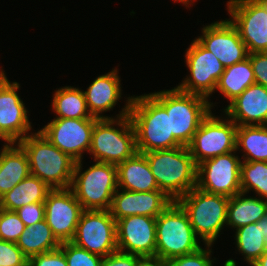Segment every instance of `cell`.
<instances>
[{"label":"cell","mask_w":267,"mask_h":266,"mask_svg":"<svg viewBox=\"0 0 267 266\" xmlns=\"http://www.w3.org/2000/svg\"><path fill=\"white\" fill-rule=\"evenodd\" d=\"M129 117L135 131L137 152L182 146L170 133V112L150 93L132 97Z\"/></svg>","instance_id":"6da1fadb"},{"label":"cell","mask_w":267,"mask_h":266,"mask_svg":"<svg viewBox=\"0 0 267 266\" xmlns=\"http://www.w3.org/2000/svg\"><path fill=\"white\" fill-rule=\"evenodd\" d=\"M132 97H127L126 105L117 117L95 121L88 152L94 161L117 166L137 152L135 131L129 117Z\"/></svg>","instance_id":"7a4b0ae2"},{"label":"cell","mask_w":267,"mask_h":266,"mask_svg":"<svg viewBox=\"0 0 267 266\" xmlns=\"http://www.w3.org/2000/svg\"><path fill=\"white\" fill-rule=\"evenodd\" d=\"M159 190L177 201L197 184V165L188 147L154 150L143 153Z\"/></svg>","instance_id":"3957f363"},{"label":"cell","mask_w":267,"mask_h":266,"mask_svg":"<svg viewBox=\"0 0 267 266\" xmlns=\"http://www.w3.org/2000/svg\"><path fill=\"white\" fill-rule=\"evenodd\" d=\"M18 144L27 154L30 174L51 189L70 188L75 160L54 146L39 130L31 132Z\"/></svg>","instance_id":"277c9868"},{"label":"cell","mask_w":267,"mask_h":266,"mask_svg":"<svg viewBox=\"0 0 267 266\" xmlns=\"http://www.w3.org/2000/svg\"><path fill=\"white\" fill-rule=\"evenodd\" d=\"M165 109L170 112V133L182 145L188 146L198 130L202 120L210 113L213 103L209 99L179 90L150 93Z\"/></svg>","instance_id":"5b68a950"},{"label":"cell","mask_w":267,"mask_h":266,"mask_svg":"<svg viewBox=\"0 0 267 266\" xmlns=\"http://www.w3.org/2000/svg\"><path fill=\"white\" fill-rule=\"evenodd\" d=\"M82 160L76 161L70 189L83 210H110L118 189L117 166L95 161L82 172Z\"/></svg>","instance_id":"8992f818"},{"label":"cell","mask_w":267,"mask_h":266,"mask_svg":"<svg viewBox=\"0 0 267 266\" xmlns=\"http://www.w3.org/2000/svg\"><path fill=\"white\" fill-rule=\"evenodd\" d=\"M196 236L187 213L177 201L156 217V257L164 262L199 250Z\"/></svg>","instance_id":"52a82bcc"},{"label":"cell","mask_w":267,"mask_h":266,"mask_svg":"<svg viewBox=\"0 0 267 266\" xmlns=\"http://www.w3.org/2000/svg\"><path fill=\"white\" fill-rule=\"evenodd\" d=\"M187 213L196 236L213 245L227 226L229 197L205 192L197 187L177 200Z\"/></svg>","instance_id":"ba28073f"},{"label":"cell","mask_w":267,"mask_h":266,"mask_svg":"<svg viewBox=\"0 0 267 266\" xmlns=\"http://www.w3.org/2000/svg\"><path fill=\"white\" fill-rule=\"evenodd\" d=\"M225 117L215 116L210 111L200 123L187 146L196 165L236 150L237 125L228 116Z\"/></svg>","instance_id":"9c48e42d"},{"label":"cell","mask_w":267,"mask_h":266,"mask_svg":"<svg viewBox=\"0 0 267 266\" xmlns=\"http://www.w3.org/2000/svg\"><path fill=\"white\" fill-rule=\"evenodd\" d=\"M185 51V64L190 74L177 85V88L183 92L210 99V95L215 93L217 82L225 67L212 52L204 48L196 39Z\"/></svg>","instance_id":"30bf717a"},{"label":"cell","mask_w":267,"mask_h":266,"mask_svg":"<svg viewBox=\"0 0 267 266\" xmlns=\"http://www.w3.org/2000/svg\"><path fill=\"white\" fill-rule=\"evenodd\" d=\"M71 242L101 257L117 251L116 220L110 210H83Z\"/></svg>","instance_id":"8fae6325"},{"label":"cell","mask_w":267,"mask_h":266,"mask_svg":"<svg viewBox=\"0 0 267 266\" xmlns=\"http://www.w3.org/2000/svg\"><path fill=\"white\" fill-rule=\"evenodd\" d=\"M219 155L197 165L196 187L212 194L232 197L241 192V159L235 153Z\"/></svg>","instance_id":"7c38bea8"},{"label":"cell","mask_w":267,"mask_h":266,"mask_svg":"<svg viewBox=\"0 0 267 266\" xmlns=\"http://www.w3.org/2000/svg\"><path fill=\"white\" fill-rule=\"evenodd\" d=\"M230 22L250 53L267 52V11L257 0H229Z\"/></svg>","instance_id":"4fadbf2b"},{"label":"cell","mask_w":267,"mask_h":266,"mask_svg":"<svg viewBox=\"0 0 267 266\" xmlns=\"http://www.w3.org/2000/svg\"><path fill=\"white\" fill-rule=\"evenodd\" d=\"M98 118H54L39 131L58 149L73 160L80 161L91 147L92 131Z\"/></svg>","instance_id":"5bb4252c"},{"label":"cell","mask_w":267,"mask_h":266,"mask_svg":"<svg viewBox=\"0 0 267 266\" xmlns=\"http://www.w3.org/2000/svg\"><path fill=\"white\" fill-rule=\"evenodd\" d=\"M45 221L57 240H73L83 208L70 188L52 189L44 201Z\"/></svg>","instance_id":"9a60e30c"},{"label":"cell","mask_w":267,"mask_h":266,"mask_svg":"<svg viewBox=\"0 0 267 266\" xmlns=\"http://www.w3.org/2000/svg\"><path fill=\"white\" fill-rule=\"evenodd\" d=\"M18 82H10L6 74L0 80V138L6 143H18L32 130L29 111L17 91Z\"/></svg>","instance_id":"2e32d148"},{"label":"cell","mask_w":267,"mask_h":266,"mask_svg":"<svg viewBox=\"0 0 267 266\" xmlns=\"http://www.w3.org/2000/svg\"><path fill=\"white\" fill-rule=\"evenodd\" d=\"M195 39L212 52L225 68L245 60L249 55L238 30L229 19L204 26L202 35Z\"/></svg>","instance_id":"e0dca14e"},{"label":"cell","mask_w":267,"mask_h":266,"mask_svg":"<svg viewBox=\"0 0 267 266\" xmlns=\"http://www.w3.org/2000/svg\"><path fill=\"white\" fill-rule=\"evenodd\" d=\"M118 251L156 256V218L131 215L116 221Z\"/></svg>","instance_id":"ac0fdd59"},{"label":"cell","mask_w":267,"mask_h":266,"mask_svg":"<svg viewBox=\"0 0 267 266\" xmlns=\"http://www.w3.org/2000/svg\"><path fill=\"white\" fill-rule=\"evenodd\" d=\"M173 202L163 191L133 192L118 188L113 195L111 215L117 221L131 215L156 218Z\"/></svg>","instance_id":"d6986e66"},{"label":"cell","mask_w":267,"mask_h":266,"mask_svg":"<svg viewBox=\"0 0 267 266\" xmlns=\"http://www.w3.org/2000/svg\"><path fill=\"white\" fill-rule=\"evenodd\" d=\"M237 126L267 125V88L252 84L223 111Z\"/></svg>","instance_id":"ffe728a7"},{"label":"cell","mask_w":267,"mask_h":266,"mask_svg":"<svg viewBox=\"0 0 267 266\" xmlns=\"http://www.w3.org/2000/svg\"><path fill=\"white\" fill-rule=\"evenodd\" d=\"M118 69L113 68L111 72L98 76L84 91L86 105L89 113L98 119L112 118L102 115L112 110L117 101L122 97L121 80Z\"/></svg>","instance_id":"44dd1931"},{"label":"cell","mask_w":267,"mask_h":266,"mask_svg":"<svg viewBox=\"0 0 267 266\" xmlns=\"http://www.w3.org/2000/svg\"><path fill=\"white\" fill-rule=\"evenodd\" d=\"M117 177L120 189L133 192L159 190L146 156L140 152L117 165Z\"/></svg>","instance_id":"7402d4cb"},{"label":"cell","mask_w":267,"mask_h":266,"mask_svg":"<svg viewBox=\"0 0 267 266\" xmlns=\"http://www.w3.org/2000/svg\"><path fill=\"white\" fill-rule=\"evenodd\" d=\"M30 175L26 152L18 143H4L0 150V197Z\"/></svg>","instance_id":"603a6c76"},{"label":"cell","mask_w":267,"mask_h":266,"mask_svg":"<svg viewBox=\"0 0 267 266\" xmlns=\"http://www.w3.org/2000/svg\"><path fill=\"white\" fill-rule=\"evenodd\" d=\"M245 192L229 198L227 209V226L238 229L256 223L267 214V200L260 197H246Z\"/></svg>","instance_id":"cb8c5ba5"},{"label":"cell","mask_w":267,"mask_h":266,"mask_svg":"<svg viewBox=\"0 0 267 266\" xmlns=\"http://www.w3.org/2000/svg\"><path fill=\"white\" fill-rule=\"evenodd\" d=\"M52 189L38 177L29 175L0 197V208L16 211L36 202H44Z\"/></svg>","instance_id":"d4e9b609"},{"label":"cell","mask_w":267,"mask_h":266,"mask_svg":"<svg viewBox=\"0 0 267 266\" xmlns=\"http://www.w3.org/2000/svg\"><path fill=\"white\" fill-rule=\"evenodd\" d=\"M16 245L30 259L32 256L60 248L61 243L53 235L51 228L44 219L25 227Z\"/></svg>","instance_id":"484cf974"},{"label":"cell","mask_w":267,"mask_h":266,"mask_svg":"<svg viewBox=\"0 0 267 266\" xmlns=\"http://www.w3.org/2000/svg\"><path fill=\"white\" fill-rule=\"evenodd\" d=\"M255 83V76L250 58L226 67L217 82L216 90L230 102L247 87Z\"/></svg>","instance_id":"4316f807"},{"label":"cell","mask_w":267,"mask_h":266,"mask_svg":"<svg viewBox=\"0 0 267 266\" xmlns=\"http://www.w3.org/2000/svg\"><path fill=\"white\" fill-rule=\"evenodd\" d=\"M236 150L241 160L267 162V125L237 126Z\"/></svg>","instance_id":"83f0119b"},{"label":"cell","mask_w":267,"mask_h":266,"mask_svg":"<svg viewBox=\"0 0 267 266\" xmlns=\"http://www.w3.org/2000/svg\"><path fill=\"white\" fill-rule=\"evenodd\" d=\"M52 111L57 114L55 118L88 119L89 113L85 95L81 88L65 86L55 90L52 95Z\"/></svg>","instance_id":"f1b7e54d"},{"label":"cell","mask_w":267,"mask_h":266,"mask_svg":"<svg viewBox=\"0 0 267 266\" xmlns=\"http://www.w3.org/2000/svg\"><path fill=\"white\" fill-rule=\"evenodd\" d=\"M235 230L237 250L251 266L267 250L266 239L262 235V219Z\"/></svg>","instance_id":"f546056e"},{"label":"cell","mask_w":267,"mask_h":266,"mask_svg":"<svg viewBox=\"0 0 267 266\" xmlns=\"http://www.w3.org/2000/svg\"><path fill=\"white\" fill-rule=\"evenodd\" d=\"M240 178L242 192L252 190L258 197L267 200V162L242 160Z\"/></svg>","instance_id":"4dcf8cb0"},{"label":"cell","mask_w":267,"mask_h":266,"mask_svg":"<svg viewBox=\"0 0 267 266\" xmlns=\"http://www.w3.org/2000/svg\"><path fill=\"white\" fill-rule=\"evenodd\" d=\"M60 249L68 266H101L103 257L78 247L73 242H62Z\"/></svg>","instance_id":"1f68e13d"},{"label":"cell","mask_w":267,"mask_h":266,"mask_svg":"<svg viewBox=\"0 0 267 266\" xmlns=\"http://www.w3.org/2000/svg\"><path fill=\"white\" fill-rule=\"evenodd\" d=\"M25 225L16 211L0 208V240L16 243Z\"/></svg>","instance_id":"d6a6232c"},{"label":"cell","mask_w":267,"mask_h":266,"mask_svg":"<svg viewBox=\"0 0 267 266\" xmlns=\"http://www.w3.org/2000/svg\"><path fill=\"white\" fill-rule=\"evenodd\" d=\"M206 248H200L191 254L179 256L167 261V266H213L214 260L212 259V245H205ZM212 259V260H211Z\"/></svg>","instance_id":"836d02e7"},{"label":"cell","mask_w":267,"mask_h":266,"mask_svg":"<svg viewBox=\"0 0 267 266\" xmlns=\"http://www.w3.org/2000/svg\"><path fill=\"white\" fill-rule=\"evenodd\" d=\"M29 259L16 243L0 240V266H28Z\"/></svg>","instance_id":"e575fe53"},{"label":"cell","mask_w":267,"mask_h":266,"mask_svg":"<svg viewBox=\"0 0 267 266\" xmlns=\"http://www.w3.org/2000/svg\"><path fill=\"white\" fill-rule=\"evenodd\" d=\"M16 213L23 221L25 227L33 225L45 218L44 202L29 203L16 210Z\"/></svg>","instance_id":"d590c367"},{"label":"cell","mask_w":267,"mask_h":266,"mask_svg":"<svg viewBox=\"0 0 267 266\" xmlns=\"http://www.w3.org/2000/svg\"><path fill=\"white\" fill-rule=\"evenodd\" d=\"M28 266H68L64 252L58 248L54 251L41 253L29 259Z\"/></svg>","instance_id":"8d00e7d4"},{"label":"cell","mask_w":267,"mask_h":266,"mask_svg":"<svg viewBox=\"0 0 267 266\" xmlns=\"http://www.w3.org/2000/svg\"><path fill=\"white\" fill-rule=\"evenodd\" d=\"M253 68L255 83L267 88V52H254L248 55Z\"/></svg>","instance_id":"74e56055"},{"label":"cell","mask_w":267,"mask_h":266,"mask_svg":"<svg viewBox=\"0 0 267 266\" xmlns=\"http://www.w3.org/2000/svg\"><path fill=\"white\" fill-rule=\"evenodd\" d=\"M140 256L121 251H115L103 257L101 266H134Z\"/></svg>","instance_id":"f35d334b"},{"label":"cell","mask_w":267,"mask_h":266,"mask_svg":"<svg viewBox=\"0 0 267 266\" xmlns=\"http://www.w3.org/2000/svg\"><path fill=\"white\" fill-rule=\"evenodd\" d=\"M134 266H167V262L156 256H140Z\"/></svg>","instance_id":"ab89813d"},{"label":"cell","mask_w":267,"mask_h":266,"mask_svg":"<svg viewBox=\"0 0 267 266\" xmlns=\"http://www.w3.org/2000/svg\"><path fill=\"white\" fill-rule=\"evenodd\" d=\"M251 266H267V250Z\"/></svg>","instance_id":"60d3db41"},{"label":"cell","mask_w":267,"mask_h":266,"mask_svg":"<svg viewBox=\"0 0 267 266\" xmlns=\"http://www.w3.org/2000/svg\"><path fill=\"white\" fill-rule=\"evenodd\" d=\"M262 230H263V237L266 239V246H267V214L262 218Z\"/></svg>","instance_id":"b9f144b4"},{"label":"cell","mask_w":267,"mask_h":266,"mask_svg":"<svg viewBox=\"0 0 267 266\" xmlns=\"http://www.w3.org/2000/svg\"><path fill=\"white\" fill-rule=\"evenodd\" d=\"M263 7L264 9L267 11V0H257Z\"/></svg>","instance_id":"7bdbcfd3"},{"label":"cell","mask_w":267,"mask_h":266,"mask_svg":"<svg viewBox=\"0 0 267 266\" xmlns=\"http://www.w3.org/2000/svg\"><path fill=\"white\" fill-rule=\"evenodd\" d=\"M196 0H186V7H191V4ZM190 5V6H189Z\"/></svg>","instance_id":"ee69618b"},{"label":"cell","mask_w":267,"mask_h":266,"mask_svg":"<svg viewBox=\"0 0 267 266\" xmlns=\"http://www.w3.org/2000/svg\"><path fill=\"white\" fill-rule=\"evenodd\" d=\"M5 71H3V69H0V80L4 77Z\"/></svg>","instance_id":"f6af8a7d"},{"label":"cell","mask_w":267,"mask_h":266,"mask_svg":"<svg viewBox=\"0 0 267 266\" xmlns=\"http://www.w3.org/2000/svg\"><path fill=\"white\" fill-rule=\"evenodd\" d=\"M180 2V3H182V4H184L185 5V7H186V0H174V2Z\"/></svg>","instance_id":"bcb514c9"}]
</instances>
